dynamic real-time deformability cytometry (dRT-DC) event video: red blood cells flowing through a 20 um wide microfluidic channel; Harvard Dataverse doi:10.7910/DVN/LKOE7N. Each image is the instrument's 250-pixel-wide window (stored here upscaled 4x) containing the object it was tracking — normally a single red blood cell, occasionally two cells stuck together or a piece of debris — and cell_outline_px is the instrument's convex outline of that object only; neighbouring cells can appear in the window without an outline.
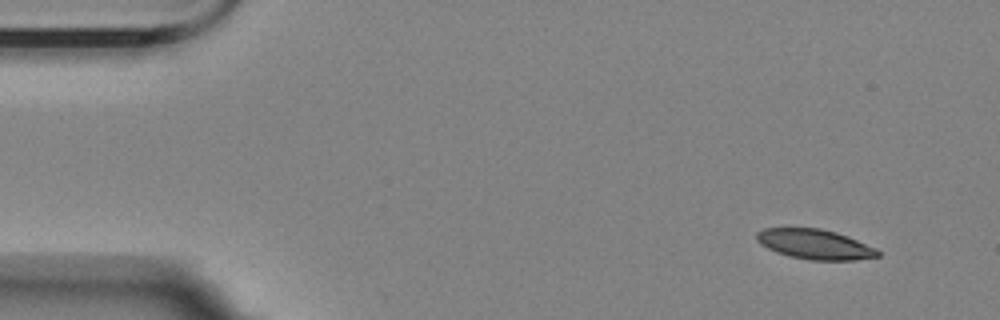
{"species": "Egyptian fruit bat (a non-hibernating species)", "species_latin": "Rousettus aegyptiacus", "temperature_condition": "room temperature", "stored_images_in_passage": 3, "camera_frame_rate_fps": 3000, "um_per_image_px": 0.085, "animal": {"sex": "female"}, "frame": {"image": 1, "passage_image": 3, "time_ms": 3.0, "image_size_px": [1000, 320], "cell_outline_px": [[880, 256], [856, 260], [808, 260], [788, 256], [776, 252], [760, 244], [756, 240], [756, 232], [764, 228], [820, 228], [836, 232], [848, 236], [876, 248], [880, 252]], "centroid_in_image_um": [69.26, 20.76], "position_along_channel_um": 15.7, "area_um2": 21.27}}